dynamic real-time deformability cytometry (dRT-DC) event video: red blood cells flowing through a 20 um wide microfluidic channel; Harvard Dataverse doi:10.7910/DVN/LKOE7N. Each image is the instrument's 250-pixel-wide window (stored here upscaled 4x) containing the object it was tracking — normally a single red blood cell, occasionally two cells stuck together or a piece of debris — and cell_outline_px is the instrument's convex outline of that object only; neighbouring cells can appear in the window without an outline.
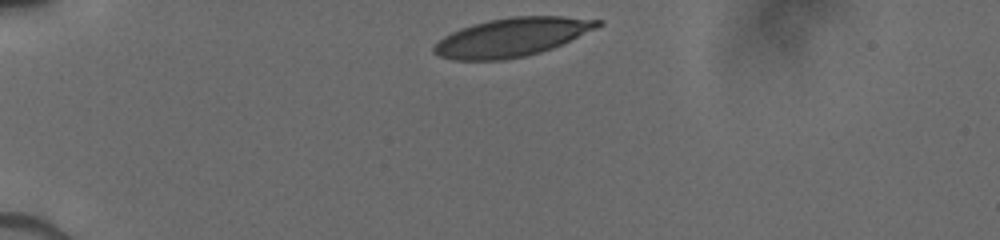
{"species": "human", "species_latin": "Homo sapiens", "temperature_condition": "cold", "stored_images_in_passage": 2, "camera_frame_rate_fps": 3000, "um_per_image_px": 0.085, "donor": {"sex": "male"}, "frame": {"image": 1, "passage_image": 1, "time_ms": 0.0, "image_size_px": [1000, 240], "cell_outline_px": [[604, 24], [596, 28], [552, 48], [540, 52], [524, 56], [504, 60], [452, 60], [440, 56], [432, 52], [432, 48], [444, 36], [460, 28], [472, 24], [488, 20], [512, 16], [564, 16], [604, 20]], "centroid_in_image_um": [43.51, 3.15], "position_along_channel_um": 41.5, "area_um2": 36.76}}